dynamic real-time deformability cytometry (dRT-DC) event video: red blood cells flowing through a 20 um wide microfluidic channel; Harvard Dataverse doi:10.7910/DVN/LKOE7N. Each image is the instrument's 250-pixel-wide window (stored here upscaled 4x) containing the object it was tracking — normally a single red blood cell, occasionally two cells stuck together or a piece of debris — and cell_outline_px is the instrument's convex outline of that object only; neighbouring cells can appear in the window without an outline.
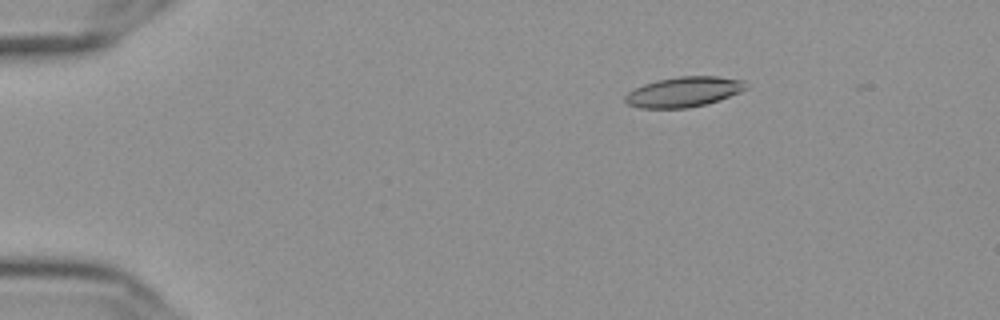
{"species": "Egyptian fruit bat (a non-hibernating species)", "species_latin": "Rousettus aegyptiacus", "temperature_condition": "cold", "stored_images_in_passage": 57, "camera_frame_rate_fps": 3000, "um_per_image_px": 0.085, "frame": {"image": 1, "passage_image": 10, "time_ms": 3.0, "image_size_px": [1000, 320], "cell_outline_px": [[748, 88], [740, 92], [720, 100], [688, 108], [640, 108], [628, 104], [624, 100], [624, 96], [628, 92], [644, 84], [656, 80], [680, 76], [716, 76], [744, 80]], "centroid_in_image_um": [58.13, 7.81], "position_along_channel_um": 26.9, "area_um2": 21.21}}
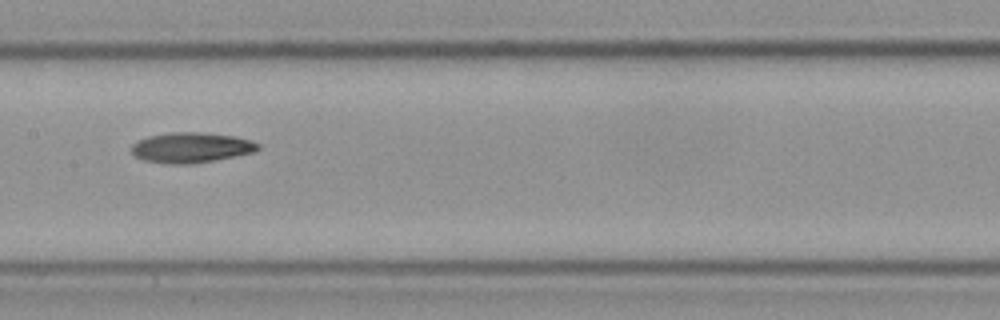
{"frame": {"image": 2, "passage_image": 30, "time_ms": 9.667, "image_size_px": [1000, 320], "cell_outline_px": [[260, 148], [252, 152], [236, 156], [192, 164], [168, 164], [144, 160], [136, 156], [132, 152], [132, 144], [136, 140], [148, 136], [168, 132], [200, 132], [236, 136], [252, 140], [260, 144]], "centroid_in_image_um": [16.25, 12.53], "position_along_channel_um": 191.2, "area_um2": 22.48}}
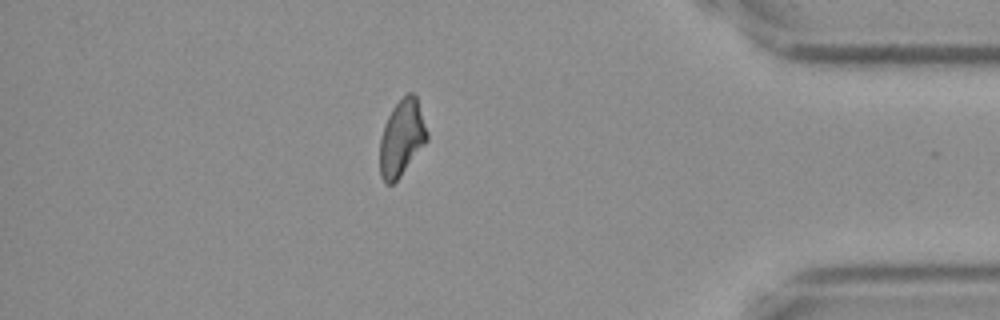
{"frame": {"image": 3, "passage_image": 50, "time_ms": 16.333, "image_size_px": [1000, 320], "cell_outline_px": [[428, 140], [400, 176], [392, 184], [384, 184], [380, 176], [380, 136], [384, 124], [392, 108], [408, 92], [412, 92], [416, 96], [428, 132]], "centroid_in_image_um": [34.14, 11.73], "position_along_channel_um": 401.1, "area_um2": 20.92}, "authors_computed_cell_mechanics": {"area_um2": 21.4438, "velocity_mm_per_s": 3.6315, "shape_relaxation_time_tau1_ms": 10.0678, "shape_relaxation_time_tau2_ms": null, "deformation_change_tau1": 0.1849, "deformation_change_tau2": null}}